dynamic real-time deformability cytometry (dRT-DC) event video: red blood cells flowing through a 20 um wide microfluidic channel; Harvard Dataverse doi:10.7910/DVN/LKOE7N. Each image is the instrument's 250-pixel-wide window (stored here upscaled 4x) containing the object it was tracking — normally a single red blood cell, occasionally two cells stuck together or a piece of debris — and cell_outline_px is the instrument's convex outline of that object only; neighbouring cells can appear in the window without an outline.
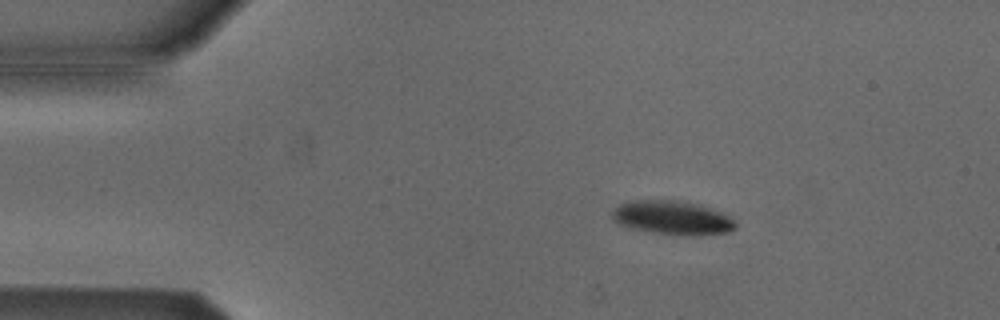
{"species": "Egyptian fruit bat (a non-hibernating species)", "species_latin": "Rousettus aegyptiacus", "temperature_condition": "cold", "stored_images_in_passage": 54, "camera_frame_rate_fps": 3000, "um_per_image_px": 0.085, "animal": {"sex": "male"}, "frame": {"image": 1, "passage_image": 9, "time_ms": 2.667, "image_size_px": [1000, 320], "cell_outline_px": [[736, 228], [728, 232], [692, 236], [688, 236], [652, 232], [632, 228], [620, 224], [612, 220], [612, 212], [620, 204], [632, 200], [680, 200], [700, 204], [712, 208], [728, 216], [736, 224]], "centroid_in_image_um": [57.16, 18.5], "position_along_channel_um": 27.8, "area_um2": 24.33}}
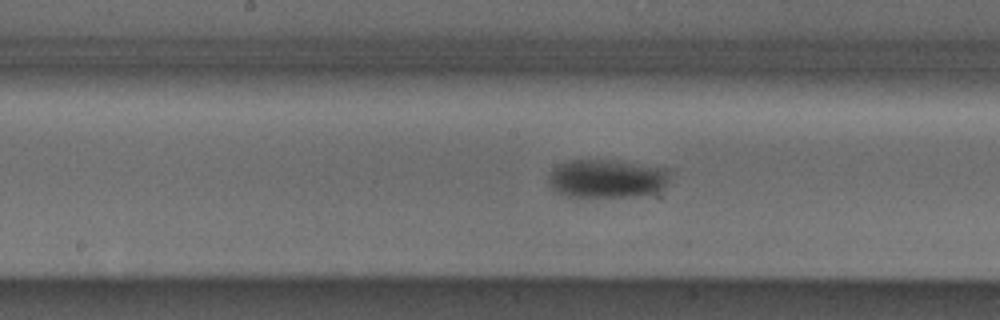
{"frame": {"image": 2, "passage_image": 27, "time_ms": 8.667, "image_size_px": [1000, 320], "cell_outline_px": [[672, 168], [668, 180], [656, 192], [632, 196], [568, 196], [556, 192], [548, 184], [548, 172], [552, 168], [568, 160], [604, 160]], "centroid_in_image_um": [51.54, 15.16], "position_along_channel_um": 196.7, "area_um2": 27.05}}
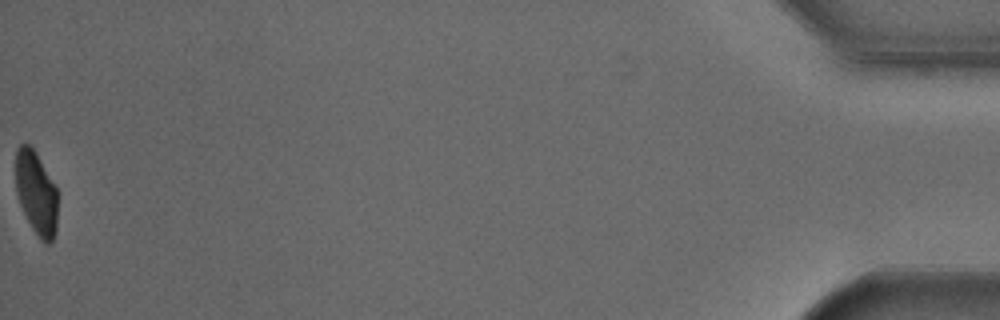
{"frame": {"image": 3, "passage_image": 54, "time_ms": 17.667, "image_size_px": [1000, 320], "cell_outline_px": [[56, 232], [52, 240], [48, 244], [44, 244], [40, 240], [32, 228], [20, 204], [16, 192], [16, 148], [20, 144], [28, 144], [36, 152], [56, 188]], "centroid_in_image_um": [3.06, 16.41], "position_along_channel_um": 432.1, "area_um2": 20.17}, "authors_computed_cell_mechanics": {"area_um2": 25.143, "velocity_mm_per_s": 3.7904, "shape_relaxation_time_tau1_ms": 5.7365, "shape_relaxation_time_tau2_ms": 9.0386, "deformation_change_tau1": 0.1296, "deformation_change_tau2": 0.0636}}